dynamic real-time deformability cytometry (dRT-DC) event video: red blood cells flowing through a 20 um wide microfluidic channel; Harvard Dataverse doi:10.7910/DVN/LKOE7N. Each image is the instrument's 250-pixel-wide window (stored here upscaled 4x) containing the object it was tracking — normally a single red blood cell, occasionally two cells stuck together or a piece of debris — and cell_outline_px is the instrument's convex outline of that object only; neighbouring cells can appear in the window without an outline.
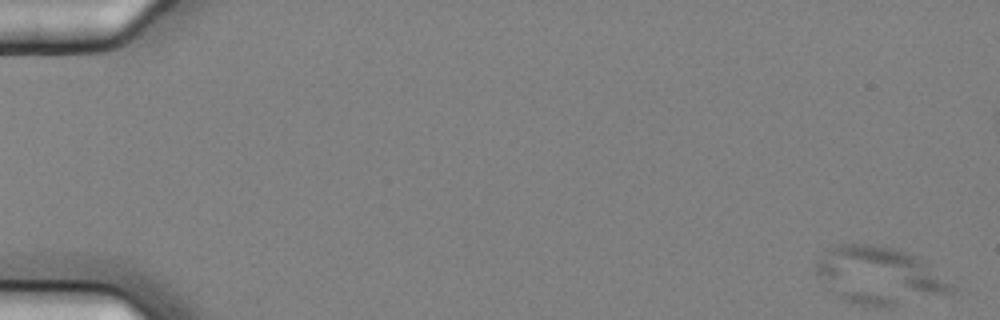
{"species": "common noctule bat (a hibernating species)", "species_latin": "Nyctalus noctula", "temperature_condition": "cold", "stored_images_in_passage": 8, "camera_frame_rate_fps": 3000, "um_per_image_px": 0.085, "animal": {"sex": "female", "body_mass_g": 25.1}, "frame": {"image": 1, "passage_image": 1, "time_ms": 0.0, "image_size_px": [1000, 320], "cell_outline_px": [[956, 292], [896, 304], [852, 304], [840, 300], [816, 276], [816, 264], [828, 248], [832, 244], [872, 244], [892, 248], [916, 256], [952, 284], [956, 288]], "centroid_in_image_um": [74.66, 23.4], "position_along_channel_um": 10.3, "area_um2": 44.39}}
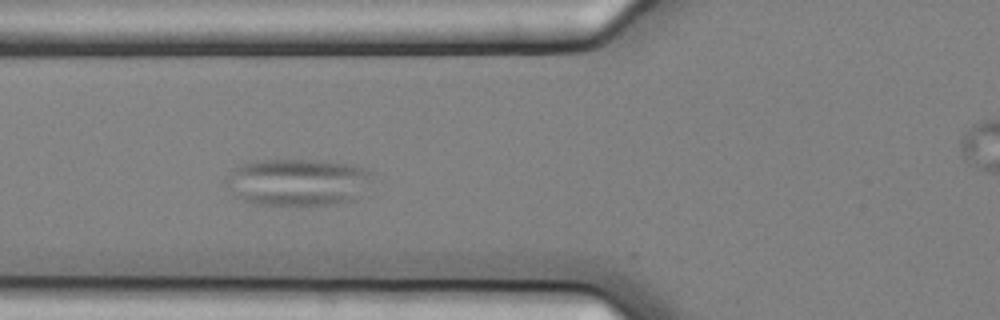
{"frame": {"image": 2, "passage_image": 7, "time_ms": 2.0, "image_size_px": [1000, 320], "cell_outline_px": [[368, 172], [352, 200], [336, 204], [252, 204], [236, 196], [224, 180], [232, 168], [252, 160], [312, 160], [352, 164], [364, 168]], "centroid_in_image_um": [25.12, 15.46], "position_along_channel_um": 100.7, "area_um2": 38.84}}